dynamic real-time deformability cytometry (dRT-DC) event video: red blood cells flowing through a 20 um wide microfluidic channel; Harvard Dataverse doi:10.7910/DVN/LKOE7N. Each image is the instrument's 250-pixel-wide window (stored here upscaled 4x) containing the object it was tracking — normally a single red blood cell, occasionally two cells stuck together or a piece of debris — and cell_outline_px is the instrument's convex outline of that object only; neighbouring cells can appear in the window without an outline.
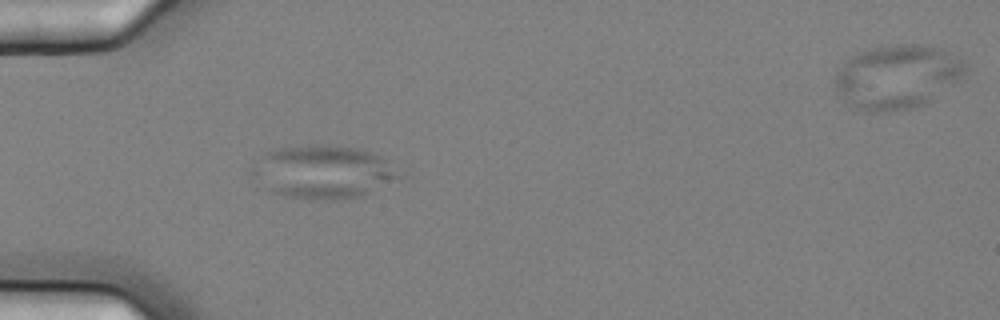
{"species": "common noctule bat (a hibernating species)", "species_latin": "Nyctalus noctula", "temperature_condition": "cold", "stored_images_in_passage": 6, "segment_of_instrument_passage": [1, 2], "camera_frame_rate_fps": 3000, "um_per_image_px": 0.085, "animal": {"sex": "female", "body_mass_g": 25.1}, "frame": {"image": 1, "passage_image": 5, "time_ms": 1.333, "image_size_px": [1000, 320], "cell_outline_px": [[404, 176], [372, 192], [360, 196], [332, 200], [308, 200], [280, 196], [264, 188], [264, 152], [276, 148], [308, 144], [328, 144], [356, 148], [380, 156]], "centroid_in_image_um": [27.65, 14.63], "position_along_channel_um": 57.4, "area_um2": 44.1}}